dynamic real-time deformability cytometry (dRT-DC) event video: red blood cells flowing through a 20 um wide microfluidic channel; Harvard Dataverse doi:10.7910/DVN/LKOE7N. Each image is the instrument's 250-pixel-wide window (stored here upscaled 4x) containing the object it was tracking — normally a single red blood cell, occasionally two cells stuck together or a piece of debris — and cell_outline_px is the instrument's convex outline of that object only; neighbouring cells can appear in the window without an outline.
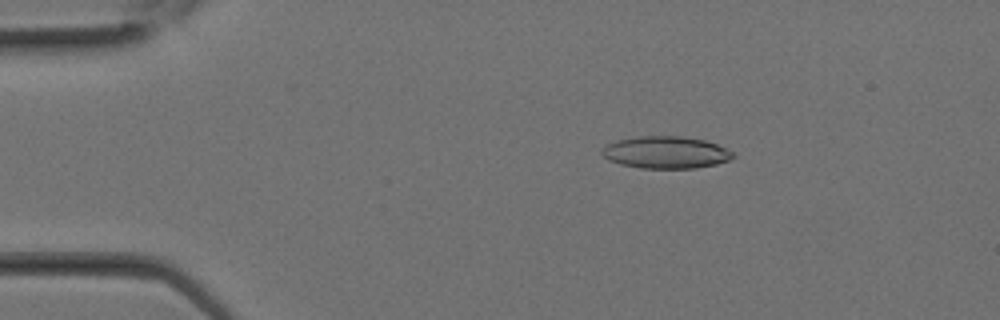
{"species": "Egyptian fruit bat (a non-hibernating species)", "species_latin": "Rousettus aegyptiacus", "temperature_condition": "room temperature", "stored_images_in_passage": 12, "camera_frame_rate_fps": 3000, "um_per_image_px": 0.085, "animal": {"sex": "female"}, "frame": {"image": 1, "passage_image": 5, "time_ms": 1.333, "image_size_px": [1000, 320], "cell_outline_px": [[736, 156], [728, 160], [716, 164], [696, 168], [640, 168], [620, 164], [608, 160], [600, 152], [608, 144], [616, 140], [636, 136], [684, 136], [704, 140], [716, 144], [736, 152]], "centroid_in_image_um": [56.61, 12.95], "position_along_channel_um": 28.4, "area_um2": 24.68}}
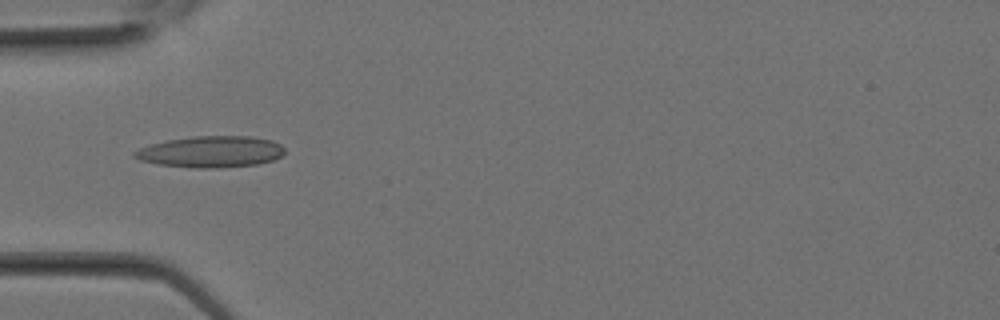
{"frame": {"image": 2, "passage_image": 9, "time_ms": 2.667, "image_size_px": [1000, 320], "cell_outline_px": [[284, 152], [280, 156], [272, 160], [256, 164], [216, 168], [196, 168], [160, 164], [140, 160], [132, 156], [132, 152], [148, 144], [168, 140], [192, 136], [252, 136], [272, 140], [280, 144], [284, 148]], "centroid_in_image_um": [17.9, 12.89], "position_along_channel_um": 67.1, "area_um2": 27.4}}
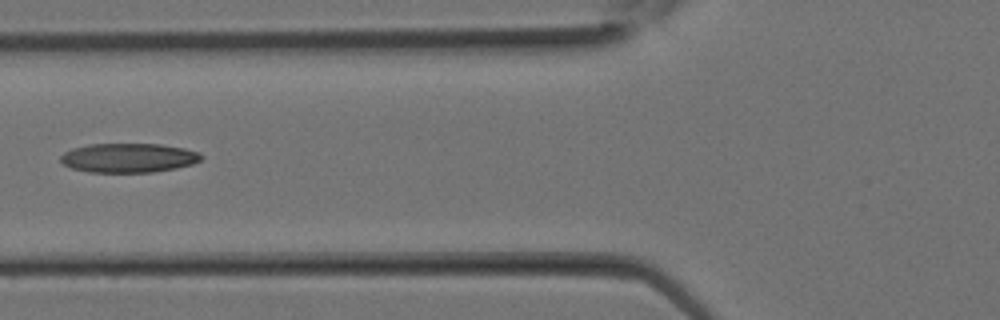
{"frame": {"image": 3, "passage_image": 11, "time_ms": 3.333, "image_size_px": [1000, 320], "cell_outline_px": [[204, 156], [200, 160], [192, 164], [176, 168], [152, 172], [88, 172], [72, 168], [64, 164], [60, 160], [60, 156], [64, 152], [72, 148], [88, 144], [160, 144], [184, 148], [200, 152]], "centroid_in_image_um": [10.93, 13.41], "position_along_channel_um": 114.9, "area_um2": 24.04}}